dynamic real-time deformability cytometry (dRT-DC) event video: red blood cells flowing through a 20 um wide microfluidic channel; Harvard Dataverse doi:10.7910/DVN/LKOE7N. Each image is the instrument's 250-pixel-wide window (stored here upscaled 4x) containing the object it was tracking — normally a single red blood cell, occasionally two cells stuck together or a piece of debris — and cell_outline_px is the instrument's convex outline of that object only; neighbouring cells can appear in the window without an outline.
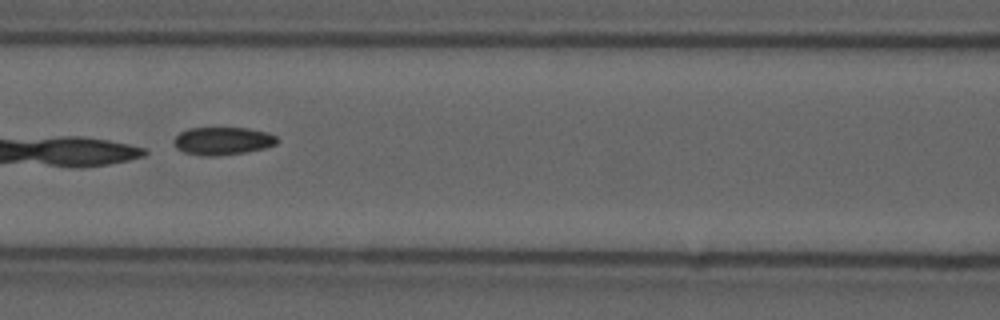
{"species": "common noctule bat (a hibernating species)", "species_latin": "Nyctalus noctula", "temperature_condition": "cold", "stored_images_in_passage": 6, "camera_frame_rate_fps": 3000, "um_per_image_px": 0.085, "animal": {"sex": "male", "forearm_length_mm": 52.5}, "frame": {"image": 1, "passage_image": 6, "time_ms": 1.667, "image_size_px": [1000, 320], "cell_outline_px": [[280, 140], [276, 144], [264, 148], [244, 152], [216, 156], [204, 156], [184, 152], [176, 148], [172, 140], [180, 132], [188, 128], [248, 128], [268, 132], [276, 136]], "centroid_in_image_um": [18.92, 11.97], "position_along_channel_um": 147.7, "area_um2": 16.82}}